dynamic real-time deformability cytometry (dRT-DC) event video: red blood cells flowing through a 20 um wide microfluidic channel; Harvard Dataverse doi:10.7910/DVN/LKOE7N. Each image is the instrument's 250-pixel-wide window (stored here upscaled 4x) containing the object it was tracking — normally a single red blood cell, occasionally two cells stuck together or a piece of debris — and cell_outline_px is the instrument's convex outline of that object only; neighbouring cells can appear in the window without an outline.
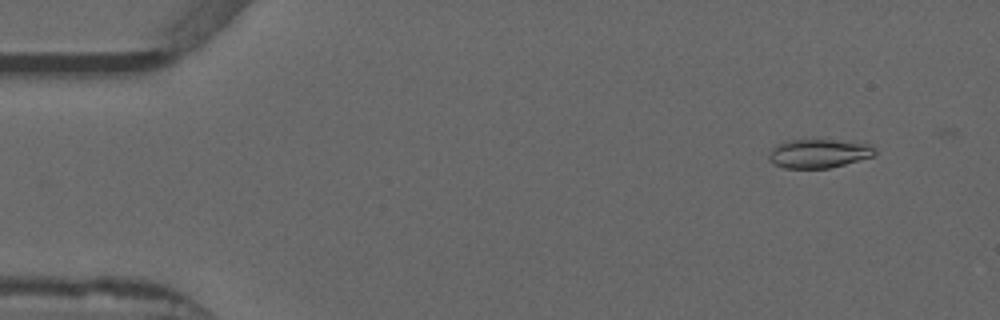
{"species": "common noctule bat (a hibernating species)", "species_latin": "Nyctalus noctula", "temperature_condition": "warm", "stored_images_in_passage": 51, "camera_frame_rate_fps": 3000, "um_per_image_px": 0.085, "animal": {"sex": "male", "forearm_length_mm": 52.5}, "frame": {"image": 1, "passage_image": 3, "time_ms": 0.667, "image_size_px": [1000, 320], "cell_outline_px": [[876, 152], [872, 156], [844, 164], [828, 168], [784, 168], [768, 160], [768, 156], [772, 148], [776, 144], [784, 140], [812, 136], [864, 140]], "centroid_in_image_um": [69.6, 12.94], "position_along_channel_um": 15.4, "area_um2": 19.13}}
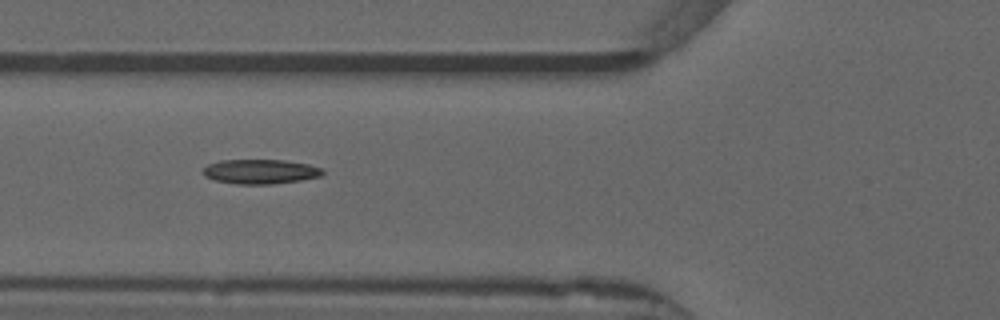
{"frame": {"image": 2, "passage_image": 18, "time_ms": 5.667, "image_size_px": [1000, 320], "cell_outline_px": [[324, 172], [320, 176], [300, 180], [272, 184], [236, 184], [216, 180], [204, 176], [204, 168], [208, 164], [220, 160], [284, 160], [308, 164], [324, 168]], "centroid_in_image_um": [22.15, 14.58], "position_along_channel_um": 103.6, "area_um2": 17.05}}
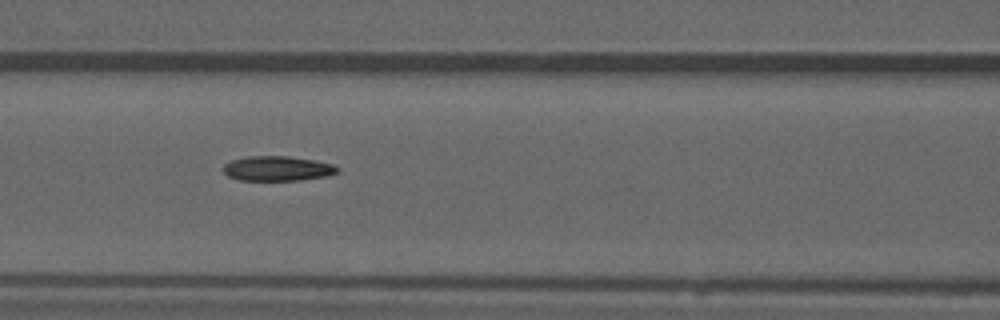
{"frame": {"image": 3, "passage_image": 21, "time_ms": 6.667, "image_size_px": [1000, 320], "cell_outline_px": [[340, 172], [328, 176], [300, 180], [240, 180], [228, 176], [224, 172], [224, 164], [232, 160], [248, 156], [288, 156], [316, 160], [332, 164], [340, 168]], "centroid_in_image_um": [23.63, 14.32], "position_along_channel_um": 143.0, "area_um2": 16.59}, "authors_computed_cell_mechanics": {"area_um2": 16.5886, "velocity_mm_per_s": 3.9067, "shape_relaxation_time_tau1_ms": null, "shape_relaxation_time_tau2_ms": 8.3375, "deformation_change_tau1": null, "deformation_change_tau2": 0.1652}}